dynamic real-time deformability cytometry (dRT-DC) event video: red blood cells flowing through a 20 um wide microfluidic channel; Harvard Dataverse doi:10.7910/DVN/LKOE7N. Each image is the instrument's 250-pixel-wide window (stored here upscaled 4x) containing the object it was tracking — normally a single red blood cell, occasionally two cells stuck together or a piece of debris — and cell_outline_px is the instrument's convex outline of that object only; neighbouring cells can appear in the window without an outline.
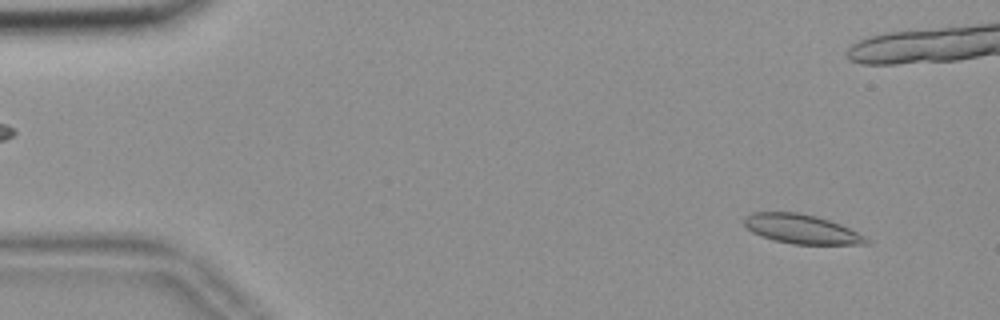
{"species": "common noctule bat (a hibernating species)", "species_latin": "Nyctalus noctula", "temperature_condition": "room temperature", "stored_images_in_passage": 57, "camera_frame_rate_fps": 3000, "um_per_image_px": 0.085, "animal": {"sex": "female", "body_mass_g": 18.4}, "frame": {"image": 1, "passage_image": 5, "time_ms": 1.333, "image_size_px": [1000, 320], "cell_outline_px": [[872, 240], [868, 244], [792, 244], [776, 240], [752, 232], [744, 224], [744, 216], [752, 212], [796, 212], [816, 216], [840, 224]], "centroid_in_image_um": [68.13, 19.46], "position_along_channel_um": 16.9, "area_um2": 20.58}}
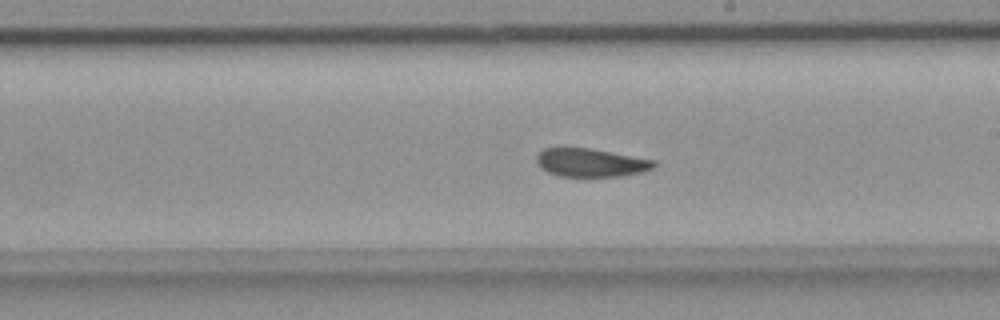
{"frame": {"image": 2, "passage_image": 32, "time_ms": 10.333, "image_size_px": [1000, 320], "cell_outline_px": [[656, 164], [652, 168], [644, 172], [620, 176], [560, 176], [548, 172], [540, 168], [536, 160], [536, 156], [544, 148], [588, 148], [656, 160]], "centroid_in_image_um": [50.22, 13.83], "position_along_channel_um": 238.8, "area_um2": 19.25}}
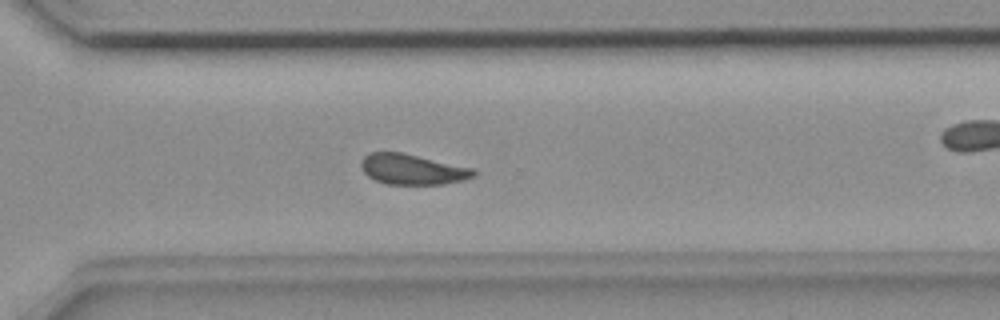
{"frame": {"image": 3, "passage_image": 40, "time_ms": 13.0, "image_size_px": [1000, 320], "cell_outline_px": [[476, 176], [464, 180], [444, 184], [388, 184], [376, 180], [368, 176], [364, 172], [360, 164], [360, 160], [368, 152], [400, 152], [476, 168]], "centroid_in_image_um": [35.08, 14.39], "position_along_channel_um": 335.5, "area_um2": 20.11}, "authors_computed_cell_mechanics": {"area_um2": 20.4612, "velocity_mm_per_s": 3.6175, "shape_relaxation_time_tau1_ms": 10.0642, "shape_relaxation_time_tau2_ms": 2.8462, "deformation_change_tau1": 0.1514, "deformation_change_tau2": 0.0711}}